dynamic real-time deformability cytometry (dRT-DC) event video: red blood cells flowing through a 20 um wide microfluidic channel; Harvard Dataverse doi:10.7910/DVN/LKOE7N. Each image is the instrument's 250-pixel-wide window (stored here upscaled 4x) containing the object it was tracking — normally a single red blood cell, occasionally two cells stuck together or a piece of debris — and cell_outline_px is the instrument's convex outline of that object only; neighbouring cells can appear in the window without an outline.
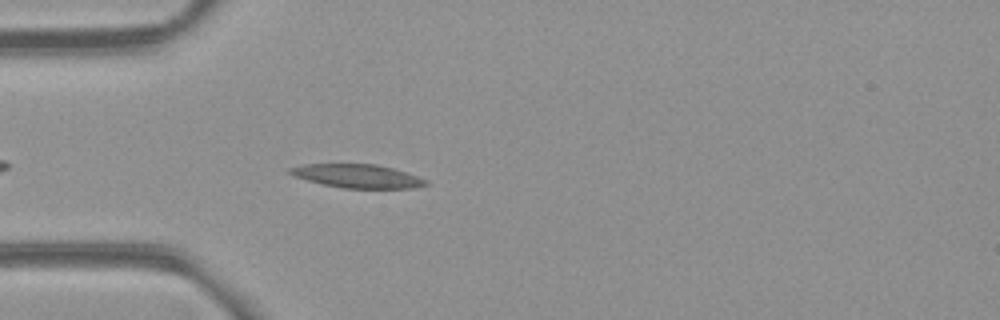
{"species": "common noctule bat (a hibernating species)", "species_latin": "Nyctalus noctula", "temperature_condition": "room temperature", "stored_images_in_passage": 31, "camera_frame_rate_fps": 3000, "um_per_image_px": 0.085, "animal": {"sex": "female", "body_mass_g": 21.9}, "frame": {"image": 1, "passage_image": 1, "time_ms": 0.0, "image_size_px": [1000, 320], "cell_outline_px": [[428, 184], [412, 188], [344, 188], [324, 184], [292, 176], [288, 172], [288, 168], [304, 164], [376, 164], [392, 168], [428, 180]], "centroid_in_image_um": [30.35, 14.96], "position_along_channel_um": 54.7, "area_um2": 18.44}}
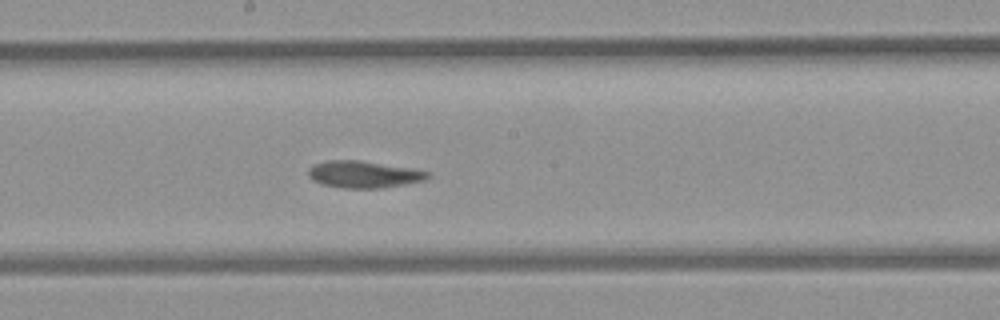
{"frame": {"image": 2, "passage_image": 14, "time_ms": 4.333, "image_size_px": [1000, 320], "cell_outline_px": [[432, 176], [424, 180], [384, 188], [344, 188], [320, 184], [312, 180], [308, 176], [308, 168], [316, 164], [328, 160], [360, 160], [416, 168], [428, 172]], "centroid_in_image_um": [30.93, 14.82], "position_along_channel_um": 217.3, "area_um2": 18.96}}
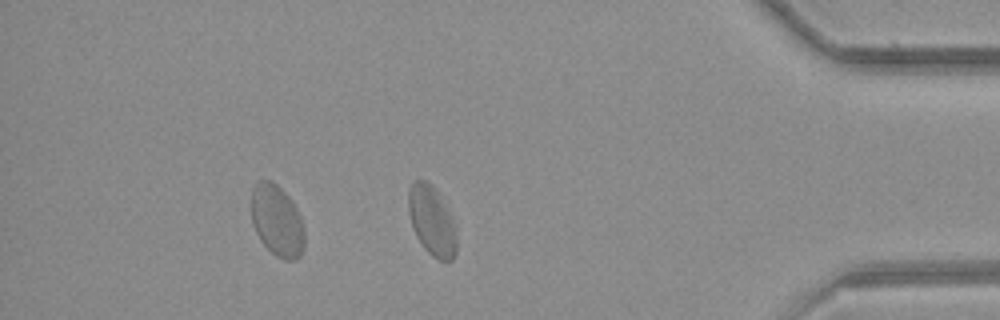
{"frame": {"image": 3, "passage_image": 31, "time_ms": 10.0, "image_size_px": [1000, 320], "cell_outline_px": [[456, 252], [452, 260], [448, 264], [432, 256], [424, 248], [416, 236], [412, 228], [408, 212], [408, 188], [412, 180], [424, 180], [432, 184], [448, 212], [452, 220], [456, 232]], "centroid_in_image_um": [36.67, 18.79], "position_along_channel_um": 398.5, "area_um2": 19.54}, "authors_computed_cell_mechanics": {"area_um2": 18.6116, "velocity_mm_per_s": 3.8933, "shape_relaxation_time_tau1_ms": null, "shape_relaxation_time_tau2_ms": 3.6338, "deformation_change_tau1": null, "deformation_change_tau2": 0.0556}}